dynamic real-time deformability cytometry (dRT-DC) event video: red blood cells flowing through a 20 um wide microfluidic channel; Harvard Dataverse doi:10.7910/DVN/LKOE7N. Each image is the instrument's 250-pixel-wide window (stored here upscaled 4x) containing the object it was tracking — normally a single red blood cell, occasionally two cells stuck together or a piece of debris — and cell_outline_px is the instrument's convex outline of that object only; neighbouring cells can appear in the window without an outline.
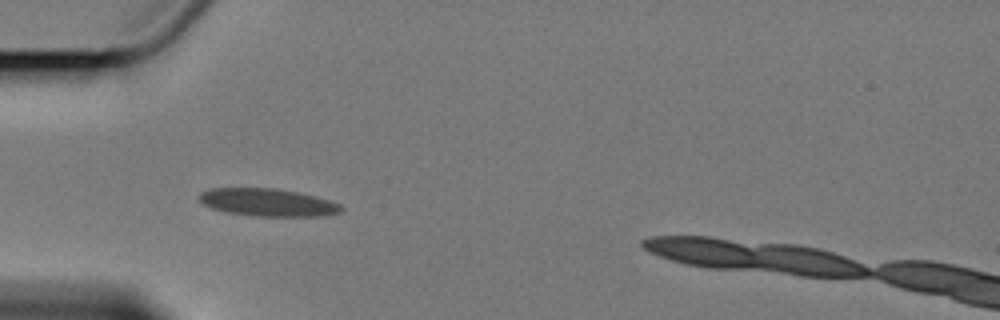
{"species": "Egyptian fruit bat (a non-hibernating species)", "species_latin": "Rousettus aegyptiacus", "temperature_condition": "cold", "stored_images_in_passage": 7, "camera_frame_rate_fps": 3000, "um_per_image_px": 0.085, "animal": {"sex": "female"}, "frame": {"image": 1, "passage_image": 5, "time_ms": 4.667, "image_size_px": [1000, 320], "cell_outline_px": [[344, 208], [340, 212], [328, 216], [252, 216], [224, 212], [212, 208], [204, 204], [196, 196], [200, 192], [212, 188], [276, 188], [316, 196], [340, 204]], "centroid_in_image_um": [22.75, 17.21], "position_along_channel_um": 62.3, "area_um2": 23.06}}
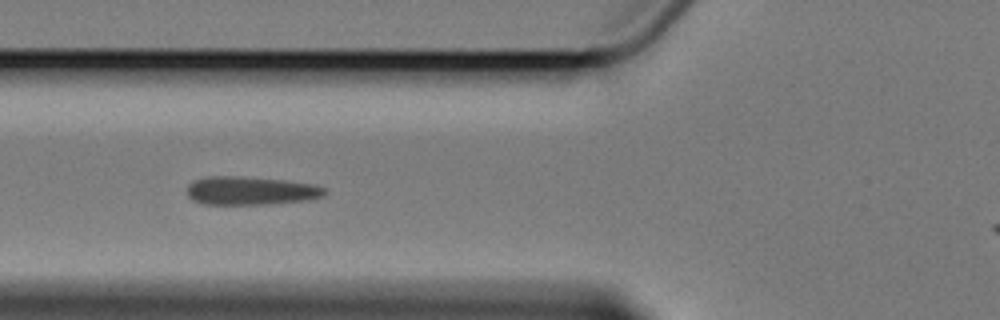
{"frame": {"image": 2, "passage_image": 6, "time_ms": 6.0, "image_size_px": [1000, 320], "cell_outline_px": [[328, 192], [324, 196], [308, 200], [268, 204], [204, 204], [192, 200], [188, 196], [188, 184], [196, 180], [208, 176], [240, 176], [288, 180], [316, 184], [324, 188]], "centroid_in_image_um": [21.36, 16.2], "position_along_channel_um": 104.4, "area_um2": 23.0}}
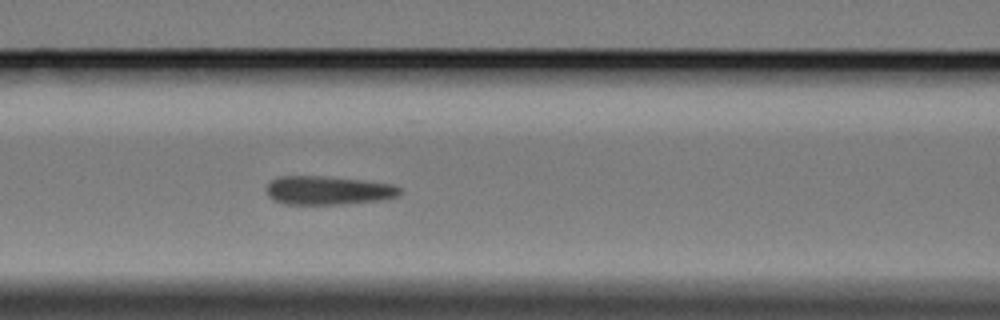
{"frame": {"image": 3, "passage_image": 7, "time_ms": 7.0, "image_size_px": [1000, 320], "cell_outline_px": [[400, 196], [380, 200], [344, 204], [284, 204], [272, 200], [268, 196], [268, 184], [272, 180], [280, 176], [324, 176], [364, 180], [392, 184], [400, 188]], "centroid_in_image_um": [27.9, 16.18], "position_along_channel_um": 138.7, "area_um2": 22.31}}